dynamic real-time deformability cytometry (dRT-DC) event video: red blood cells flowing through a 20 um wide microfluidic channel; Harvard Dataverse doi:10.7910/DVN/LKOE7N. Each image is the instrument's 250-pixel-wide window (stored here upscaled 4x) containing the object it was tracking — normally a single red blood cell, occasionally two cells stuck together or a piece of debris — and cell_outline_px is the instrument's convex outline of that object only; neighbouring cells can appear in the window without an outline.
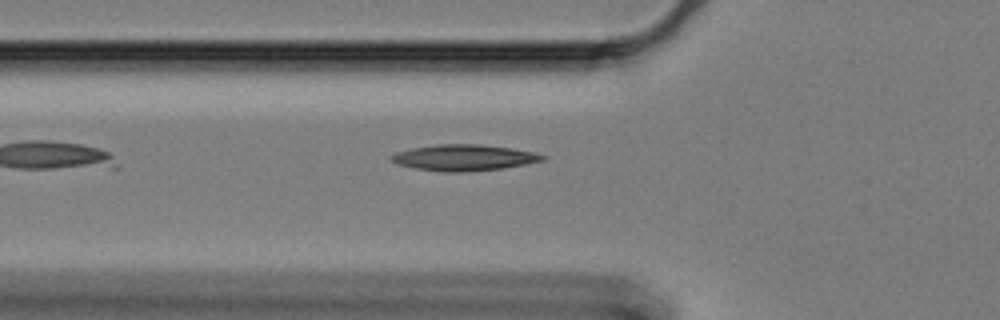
{"species": "Egyptian fruit bat (a non-hibernating species)", "species_latin": "Rousettus aegyptiacus", "temperature_condition": "cold", "stored_images_in_passage": 18, "camera_frame_rate_fps": 3000, "um_per_image_px": 0.085, "animal": {"sex": "female"}, "frame": {"image": 1, "passage_image": 2, "time_ms": 0.333, "image_size_px": [1000, 320], "cell_outline_px": [[548, 156], [544, 160], [528, 164], [504, 168], [464, 172], [440, 172], [416, 168], [396, 164], [388, 156], [396, 152], [412, 148], [436, 144], [480, 144], [512, 148], [536, 152]], "centroid_in_image_um": [39.47, 13.4], "position_along_channel_um": 86.3, "area_um2": 23.29}}
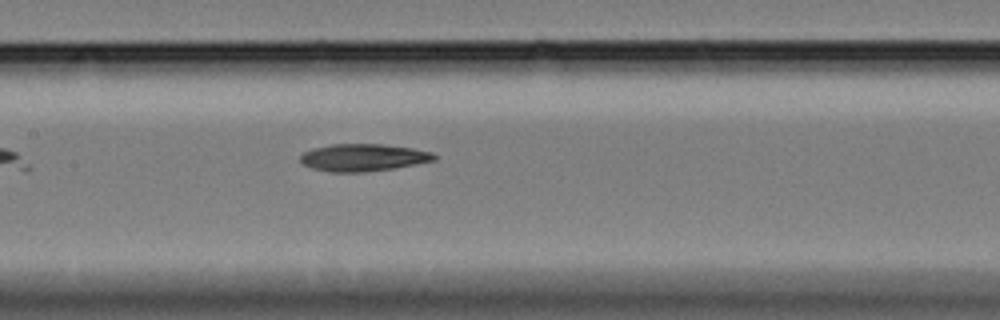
{"frame": {"image": 2, "passage_image": 10, "time_ms": 3.0, "image_size_px": [1000, 320], "cell_outline_px": [[436, 160], [396, 168], [364, 172], [328, 172], [312, 168], [304, 164], [300, 160], [300, 156], [304, 152], [312, 148], [332, 144], [380, 144], [412, 148], [432, 152], [436, 156]], "centroid_in_image_um": [30.87, 13.39], "position_along_channel_um": 176.5, "area_um2": 21.33}}
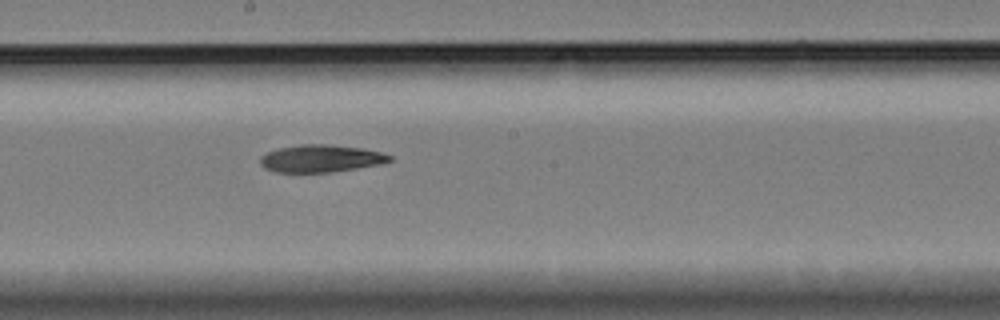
{"frame": {"image": 3, "passage_image": 14, "time_ms": 4.333, "image_size_px": [1000, 320], "cell_outline_px": [[392, 160], [380, 164], [356, 168], [328, 172], [276, 172], [264, 168], [260, 164], [260, 156], [268, 152], [280, 148], [300, 144], [324, 144], [360, 148], [380, 152], [392, 156]], "centroid_in_image_um": [27.24, 13.47], "position_along_channel_um": 221.0, "area_um2": 20.4}}